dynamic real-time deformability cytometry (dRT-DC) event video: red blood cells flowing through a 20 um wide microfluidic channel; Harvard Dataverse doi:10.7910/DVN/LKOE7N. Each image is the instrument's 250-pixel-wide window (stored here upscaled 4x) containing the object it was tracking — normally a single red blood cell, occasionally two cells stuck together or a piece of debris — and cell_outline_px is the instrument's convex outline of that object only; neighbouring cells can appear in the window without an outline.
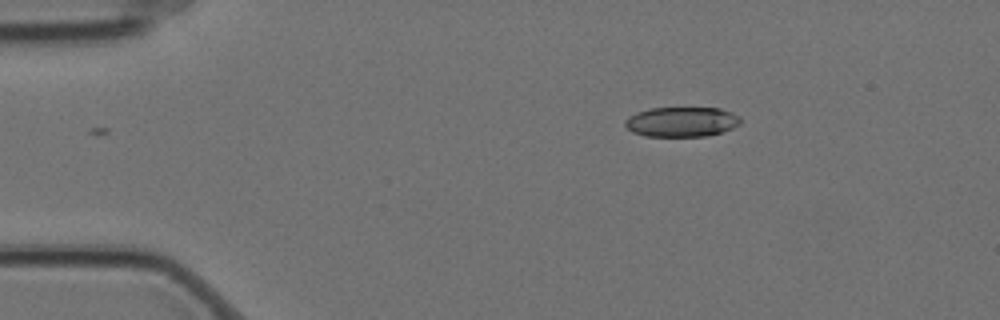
{"species": "Egyptian fruit bat (a non-hibernating species)", "species_latin": "Rousettus aegyptiacus", "temperature_condition": "cold", "stored_images_in_passage": 3, "camera_frame_rate_fps": 3000, "um_per_image_px": 0.085, "animal": {"sex": "female"}, "frame": {"image": 1, "passage_image": 1, "time_ms": 0.0, "image_size_px": [1000, 320], "cell_outline_px": [[740, 124], [732, 128], [708, 136], [644, 136], [632, 132], [624, 124], [624, 120], [628, 116], [636, 112], [652, 108], [720, 108], [732, 112], [740, 116]], "centroid_in_image_um": [57.92, 10.35], "position_along_channel_um": 27.1, "area_um2": 20.17}}